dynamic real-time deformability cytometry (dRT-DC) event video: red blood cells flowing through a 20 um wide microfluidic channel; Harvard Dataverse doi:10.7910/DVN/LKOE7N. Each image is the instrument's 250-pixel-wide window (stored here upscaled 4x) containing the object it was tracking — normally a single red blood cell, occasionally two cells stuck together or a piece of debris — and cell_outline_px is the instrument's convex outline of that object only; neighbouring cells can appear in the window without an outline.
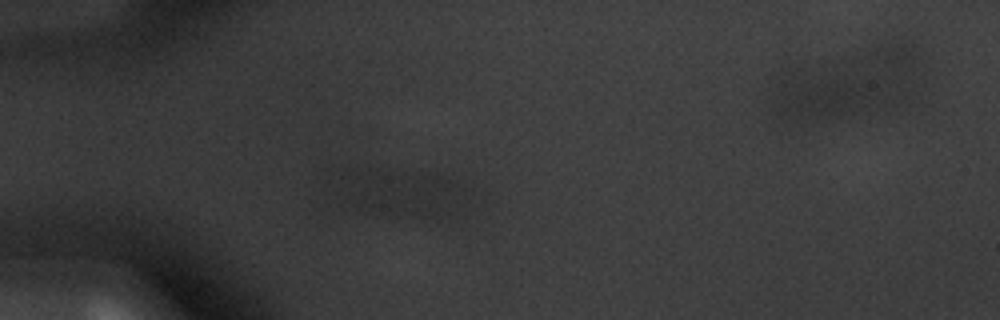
{"species": "common noctule bat (a hibernating species)", "species_latin": "Nyctalus noctula", "temperature_condition": "warm", "stored_images_in_passage": 17, "camera_frame_rate_fps": 3000, "um_per_image_px": 0.085, "animal": {"sex": "male", "body_mass_g": 20.1, "forearm_length_mm": 53.5}, "frame": {"image": 1, "passage_image": 15, "time_ms": 4.667, "image_size_px": [1000, 320], "cell_outline_px": [[472, 196], [468, 204], [452, 216], [388, 216], [344, 208], [344, 200], [356, 192], [364, 188], [408, 176], [448, 176], [472, 188]], "centroid_in_image_um": [35.07, 16.77], "position_along_channel_um": 49.9, "area_um2": 29.07}}